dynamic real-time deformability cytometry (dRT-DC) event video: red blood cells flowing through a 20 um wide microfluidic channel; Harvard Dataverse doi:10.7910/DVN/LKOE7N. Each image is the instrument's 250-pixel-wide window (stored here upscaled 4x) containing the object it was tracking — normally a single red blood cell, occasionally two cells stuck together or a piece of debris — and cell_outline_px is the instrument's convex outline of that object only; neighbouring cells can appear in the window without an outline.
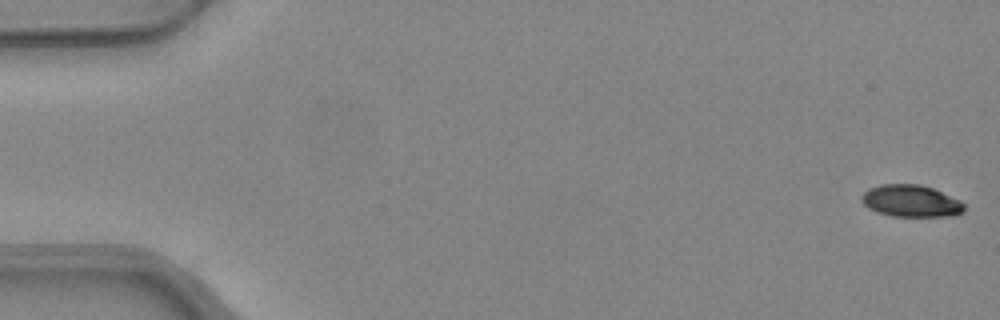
{"species": "common noctule bat (a hibernating species)", "species_latin": "Nyctalus noctula", "temperature_condition": "warm", "stored_images_in_passage": 13, "camera_frame_rate_fps": 3000, "um_per_image_px": 0.085, "animal": {"sex": "female", "body_mass_g": 24.6, "forearm_length_mm": 56.2}, "frame": {"image": 1, "passage_image": 1, "time_ms": 0.0, "image_size_px": [1000, 320], "cell_outline_px": [[964, 212], [956, 216], [892, 216], [876, 212], [868, 208], [860, 200], [860, 196], [868, 188], [880, 184], [920, 184], [932, 188], [960, 200], [964, 204]], "centroid_in_image_um": [77.41, 17.08], "position_along_channel_um": 7.6, "area_um2": 19.31}}